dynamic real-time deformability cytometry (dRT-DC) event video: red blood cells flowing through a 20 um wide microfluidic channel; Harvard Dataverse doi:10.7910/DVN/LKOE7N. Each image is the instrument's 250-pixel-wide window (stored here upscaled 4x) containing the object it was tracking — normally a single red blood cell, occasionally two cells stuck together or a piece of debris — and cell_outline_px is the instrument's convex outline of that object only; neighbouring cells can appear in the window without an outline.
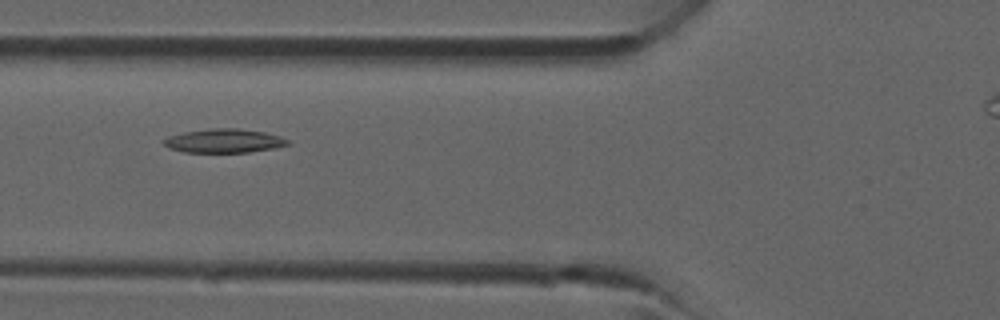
{"species": "common noctule bat (a hibernating species)", "species_latin": "Nyctalus noctula", "temperature_condition": "room temperature", "stored_images_in_passage": 22, "camera_frame_rate_fps": 3000, "um_per_image_px": 0.085, "animal": {"sex": "male", "forearm_length_mm": 52.5}, "frame": {"image": 1, "passage_image": 4, "time_ms": 1.0, "image_size_px": [1000, 320], "cell_outline_px": [[292, 144], [272, 148], [248, 152], [184, 152], [168, 148], [160, 140], [168, 136], [184, 132], [212, 128], [236, 128], [264, 132], [280, 136], [288, 140]], "centroid_in_image_um": [19.01, 11.97], "position_along_channel_um": 106.8, "area_um2": 17.22}}
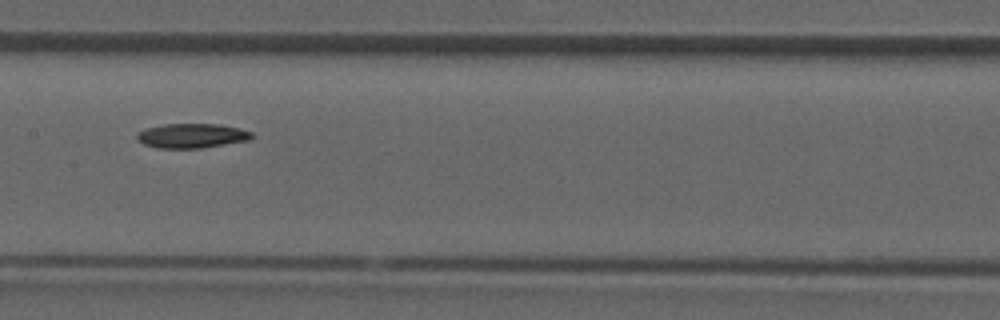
{"frame": {"image": 2, "passage_image": 9, "time_ms": 2.667, "image_size_px": [1000, 320], "cell_outline_px": [[256, 136], [248, 140], [200, 148], [156, 148], [144, 144], [136, 136], [136, 132], [144, 128], [164, 124], [220, 124], [240, 128], [252, 132]], "centroid_in_image_um": [16.3, 11.53], "position_along_channel_um": 191.1, "area_um2": 16.47}}
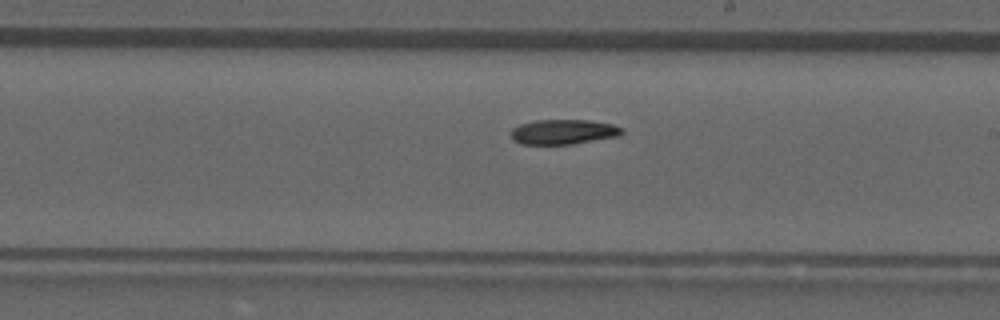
{"frame": {"image": 3, "passage_image": 12, "time_ms": 3.667, "image_size_px": [1000, 320], "cell_outline_px": [[624, 132], [620, 136], [572, 144], [520, 144], [512, 140], [512, 128], [520, 124], [536, 120], [588, 120], [612, 124], [624, 128]], "centroid_in_image_um": [47.91, 11.21], "position_along_channel_um": 241.1, "area_um2": 16.18}}